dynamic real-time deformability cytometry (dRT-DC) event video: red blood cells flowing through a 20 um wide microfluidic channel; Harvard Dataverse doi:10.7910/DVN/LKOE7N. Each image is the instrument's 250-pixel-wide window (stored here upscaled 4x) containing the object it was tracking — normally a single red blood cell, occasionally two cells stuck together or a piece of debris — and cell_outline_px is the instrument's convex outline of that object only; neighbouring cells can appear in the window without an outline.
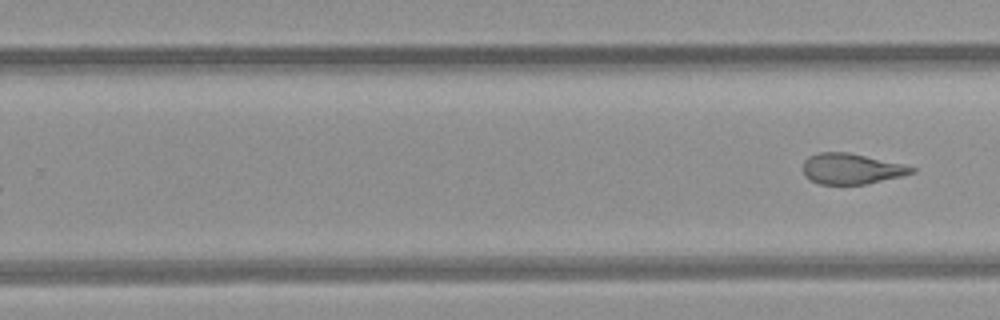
{"species": "common noctule bat (a hibernating species)", "species_latin": "Nyctalus noctula", "temperature_condition": "room temperature", "stored_images_in_passage": 9, "segment_of_instrument_passage": [2, 2], "camera_frame_rate_fps": 3000, "um_per_image_px": 0.085, "animal": {"sex": "female", "body_mass_g": 21.9}, "frame": {"image": 1, "passage_image": 9, "time_ms": 2.667, "image_size_px": [1000, 320], "cell_outline_px": [[916, 172], [868, 184], [820, 184], [804, 176], [804, 160], [808, 156], [820, 152], [848, 152], [900, 164], [916, 168]], "centroid_in_image_um": [72.34, 14.35], "position_along_channel_um": 257.5, "area_um2": 19.13}}